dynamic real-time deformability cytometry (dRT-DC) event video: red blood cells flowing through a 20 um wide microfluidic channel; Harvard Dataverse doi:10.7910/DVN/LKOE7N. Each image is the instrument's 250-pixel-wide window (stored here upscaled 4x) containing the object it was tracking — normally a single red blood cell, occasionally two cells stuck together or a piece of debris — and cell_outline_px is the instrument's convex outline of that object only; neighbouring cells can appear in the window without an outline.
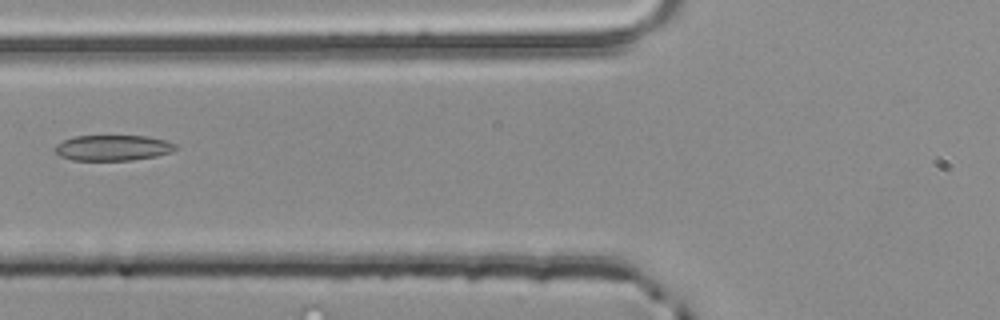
{"species": "common noctule bat (a hibernating species)", "species_latin": "Nyctalus noctula", "temperature_condition": "room temperature", "stored_images_in_passage": 5, "segment_of_instrument_passage": [2, 2], "camera_frame_rate_fps": 3000, "um_per_image_px": 0.085, "animal": {"sex": "male", "body_mass_g": 20.4}, "frame": {"image": 1, "passage_image": 5, "time_ms": 1.333, "image_size_px": [1000, 320], "cell_outline_px": [[176, 148], [168, 152], [156, 156], [132, 160], [72, 160], [60, 156], [52, 148], [56, 144], [72, 136], [148, 136], [164, 140], [176, 144]], "centroid_in_image_um": [9.53, 12.56], "position_along_channel_um": 116.3, "area_um2": 17.92}}